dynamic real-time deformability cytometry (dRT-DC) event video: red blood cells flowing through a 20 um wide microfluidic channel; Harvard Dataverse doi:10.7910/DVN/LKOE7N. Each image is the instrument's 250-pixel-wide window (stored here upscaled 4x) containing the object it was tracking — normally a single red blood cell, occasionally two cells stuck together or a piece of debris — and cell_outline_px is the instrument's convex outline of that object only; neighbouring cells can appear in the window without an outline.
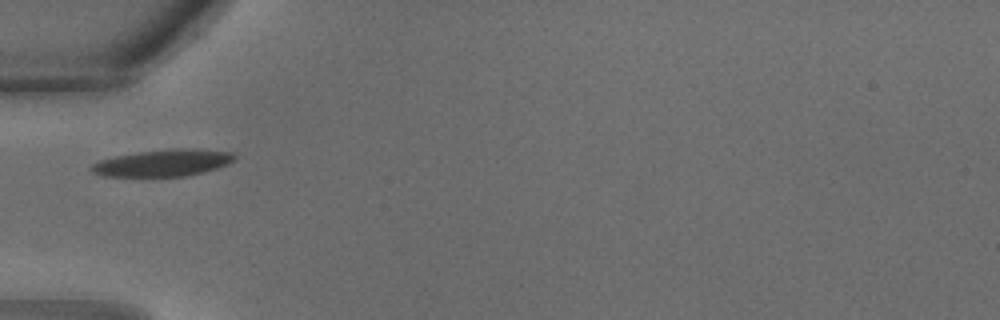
{"species": "common noctule bat (a hibernating species)", "species_latin": "Nyctalus noctula", "temperature_condition": "warm", "stored_images_in_passage": 23, "camera_frame_rate_fps": 3000, "um_per_image_px": 0.085, "animal": {"sex": "male", "body_mass_g": 18.8}, "frame": {"image": 1, "passage_image": 1, "time_ms": 0.0, "image_size_px": [1000, 320], "cell_outline_px": [[236, 156], [228, 164], [204, 172], [184, 176], [104, 176], [92, 172], [88, 168], [92, 164], [100, 160], [116, 156], [140, 152], [172, 148], [196, 148], [232, 152]], "centroid_in_image_um": [13.86, 13.84], "position_along_channel_um": 71.1, "area_um2": 22.31}}
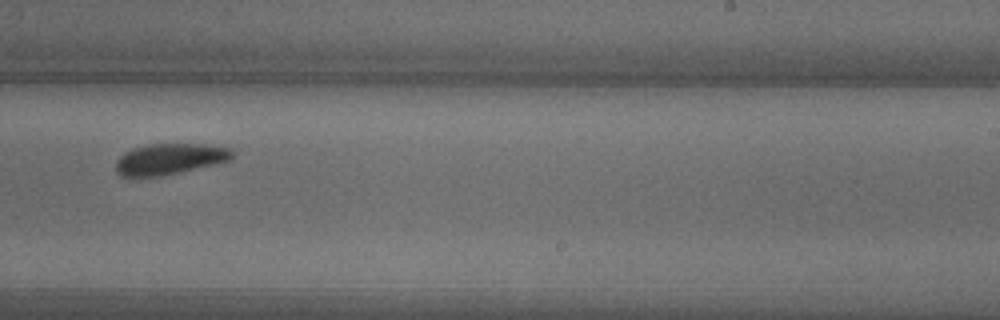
{"frame": {"image": 2, "passage_image": 11, "time_ms": 3.333, "image_size_px": [1000, 320], "cell_outline_px": [[232, 156], [228, 160], [180, 172], [160, 176], [132, 180], [120, 176], [116, 172], [116, 160], [124, 152], [132, 148], [152, 144], [204, 144], [232, 148]], "centroid_in_image_um": [14.3, 13.55], "position_along_channel_um": 274.7, "area_um2": 21.33}}
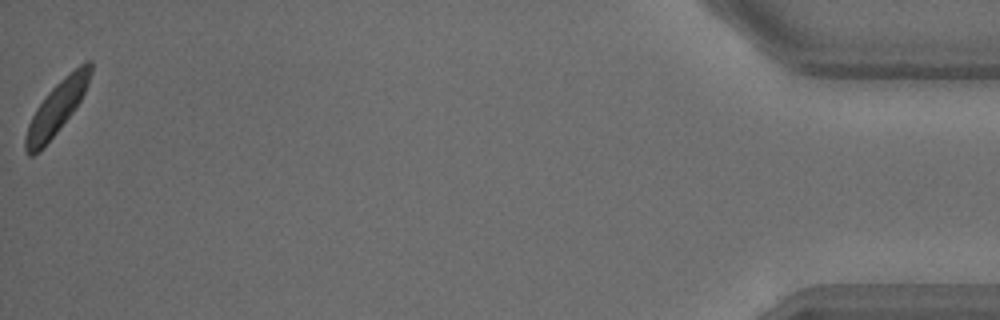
{"frame": {"image": 3, "passage_image": 23, "time_ms": 7.333, "image_size_px": [1000, 320], "cell_outline_px": [[92, 72], [88, 84], [80, 100], [72, 112], [40, 152], [32, 156], [28, 156], [24, 152], [24, 136], [28, 124], [36, 108], [44, 96], [60, 80], [84, 60], [92, 60]], "centroid_in_image_um": [4.79, 9.17], "position_along_channel_um": 430.4, "area_um2": 19.94}}